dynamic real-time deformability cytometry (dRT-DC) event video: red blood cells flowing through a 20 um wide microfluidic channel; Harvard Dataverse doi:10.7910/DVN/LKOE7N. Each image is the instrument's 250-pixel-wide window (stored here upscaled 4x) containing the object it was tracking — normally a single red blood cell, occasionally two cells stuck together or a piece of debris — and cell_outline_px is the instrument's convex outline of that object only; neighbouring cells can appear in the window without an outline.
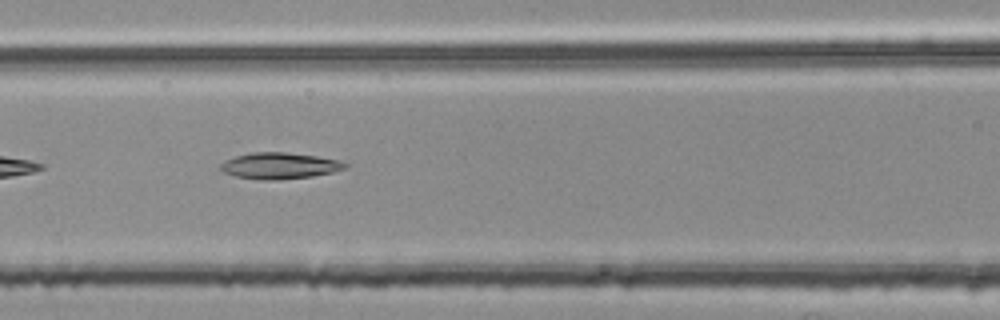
{"species": "common noctule bat (a hibernating species)", "species_latin": "Nyctalus noctula", "temperature_condition": "room temperature", "stored_images_in_passage": 7, "camera_frame_rate_fps": 3000, "um_per_image_px": 0.085, "animal": {"sex": "female", "body_mass_g": 25.1}, "frame": {"image": 1, "passage_image": 4, "time_ms": 1.0, "image_size_px": [1000, 320], "cell_outline_px": [[348, 168], [332, 172], [312, 176], [276, 180], [264, 180], [236, 176], [224, 172], [220, 168], [220, 164], [224, 160], [236, 156], [252, 152], [284, 152], [316, 156], [340, 160], [348, 164]], "centroid_in_image_um": [23.78, 14.08], "position_along_channel_um": 142.8, "area_um2": 19.02}}
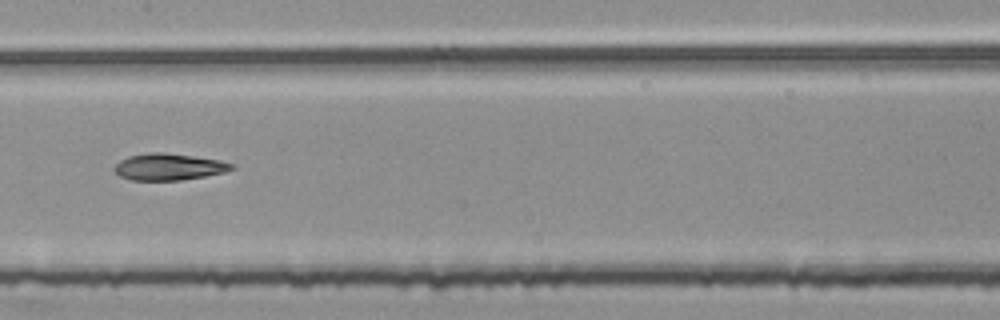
{"frame": {"image": 2, "passage_image": 5, "time_ms": 1.333, "image_size_px": [1000, 320], "cell_outline_px": [[236, 168], [224, 172], [204, 176], [180, 180], [132, 180], [120, 176], [112, 168], [120, 160], [128, 156], [148, 152], [164, 152], [220, 160], [232, 164]], "centroid_in_image_um": [14.32, 14.17], "position_along_channel_um": 193.1, "area_um2": 18.15}}
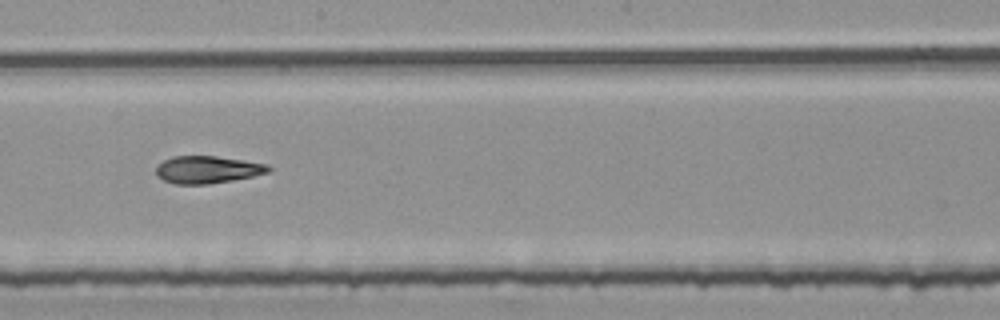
{"frame": {"image": 3, "passage_image": 6, "time_ms": 1.667, "image_size_px": [1000, 320], "cell_outline_px": [[272, 168], [268, 172], [252, 176], [232, 180], [208, 184], [176, 184], [164, 180], [156, 176], [156, 164], [172, 156], [216, 156], [268, 164]], "centroid_in_image_um": [17.6, 14.41], "position_along_channel_um": 230.6, "area_um2": 17.92}}